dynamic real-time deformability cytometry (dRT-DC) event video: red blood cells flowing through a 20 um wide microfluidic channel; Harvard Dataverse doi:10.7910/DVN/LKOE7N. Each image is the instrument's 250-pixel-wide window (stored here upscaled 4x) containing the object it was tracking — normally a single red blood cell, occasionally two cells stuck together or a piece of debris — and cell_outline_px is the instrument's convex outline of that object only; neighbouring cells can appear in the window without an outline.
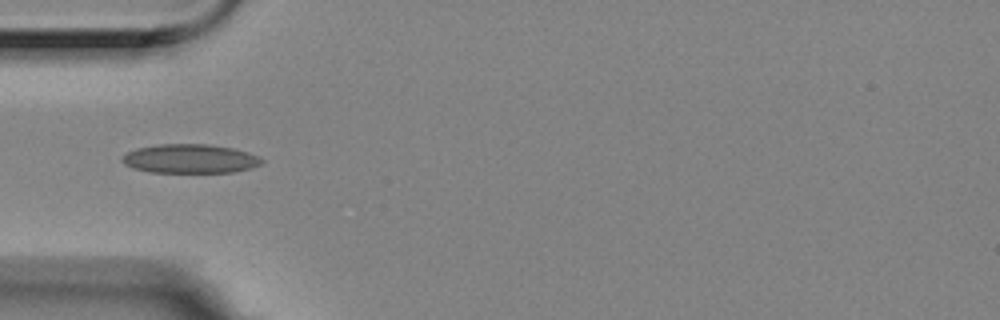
{"species": "Egyptian fruit bat (a non-hibernating species)", "species_latin": "Rousettus aegyptiacus", "temperature_condition": "room temperature", "stored_images_in_passage": 7, "camera_frame_rate_fps": 3000, "um_per_image_px": 0.085, "animal": {"sex": "female"}, "frame": {"image": 1, "passage_image": 5, "time_ms": 1.333, "image_size_px": [1000, 320], "cell_outline_px": [[264, 160], [260, 164], [252, 168], [232, 172], [152, 172], [132, 168], [124, 164], [120, 160], [128, 152], [136, 148], [160, 144], [208, 144], [232, 148], [248, 152]], "centroid_in_image_um": [16.14, 13.49], "position_along_channel_um": 68.9, "area_um2": 23.47}}
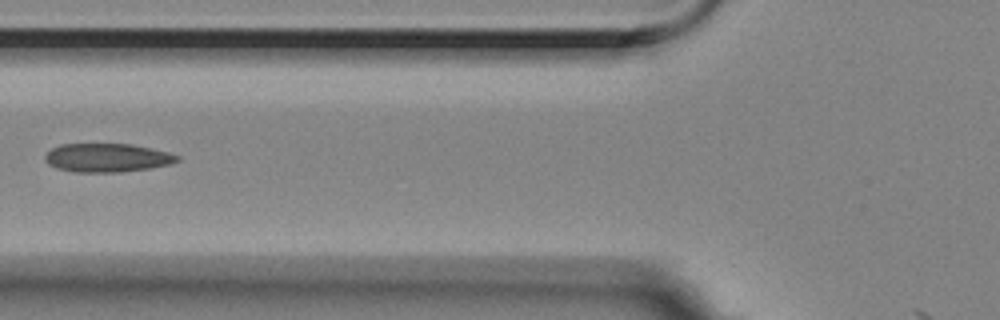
{"frame": {"image": 2, "passage_image": 6, "time_ms": 1.667, "image_size_px": [1000, 320], "cell_outline_px": [[180, 160], [168, 164], [148, 168], [120, 172], [76, 172], [56, 168], [48, 164], [44, 160], [44, 156], [52, 148], [60, 144], [132, 144], [152, 148], [168, 152], [180, 156]], "centroid_in_image_um": [9.09, 13.4], "position_along_channel_um": 116.7, "area_um2": 22.02}}
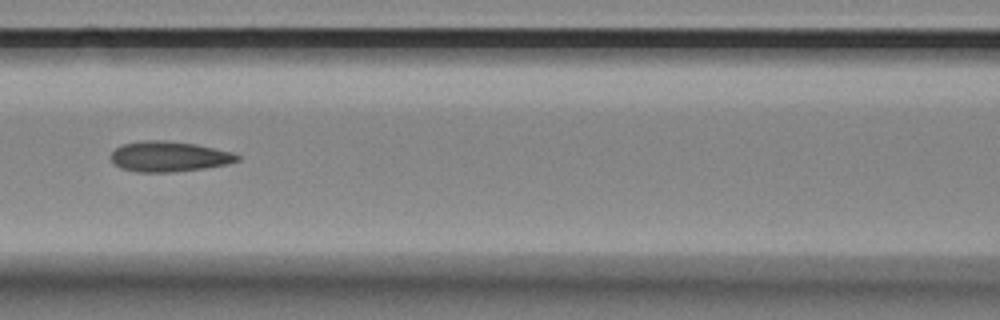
{"frame": {"image": 3, "passage_image": 7, "time_ms": 2.0, "image_size_px": [1000, 320], "cell_outline_px": [[240, 160], [228, 164], [204, 168], [172, 172], [136, 172], [120, 168], [112, 160], [112, 152], [116, 148], [124, 144], [144, 140], [160, 140], [196, 144], [232, 152], [240, 156]], "centroid_in_image_um": [14.39, 13.31], "position_along_channel_um": 152.2, "area_um2": 22.2}}